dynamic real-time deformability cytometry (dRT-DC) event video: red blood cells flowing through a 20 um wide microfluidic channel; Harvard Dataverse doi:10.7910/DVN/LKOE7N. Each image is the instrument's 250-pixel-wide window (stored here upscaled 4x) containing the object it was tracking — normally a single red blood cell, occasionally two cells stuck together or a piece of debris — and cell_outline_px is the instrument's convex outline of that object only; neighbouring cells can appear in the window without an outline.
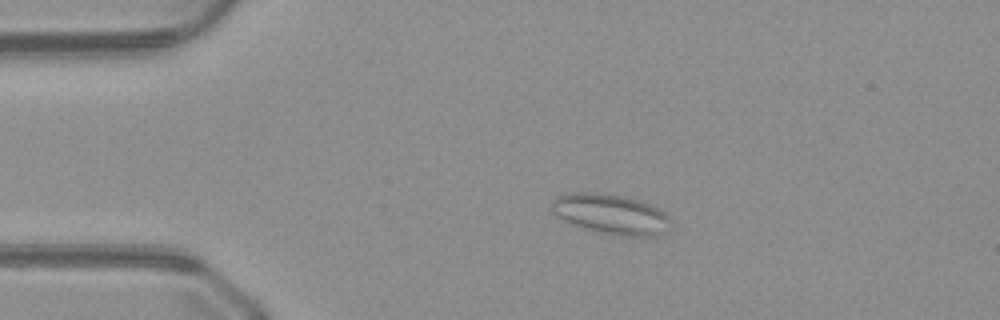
{"species": "common noctule bat (a hibernating species)", "species_latin": "Nyctalus noctula", "temperature_condition": "warm", "stored_images_in_passage": 50, "camera_frame_rate_fps": 3000, "um_per_image_px": 0.085, "animal": {"sex": "male", "body_mass_g": 23.1, "forearm_length_mm": 52.7}, "frame": {"image": 1, "passage_image": 10, "time_ms": 3.0, "image_size_px": [1000, 320], "cell_outline_px": [[672, 220], [656, 236], [612, 236], [576, 224], [552, 212], [552, 200], [556, 196], [568, 192], [596, 192], [620, 196], [640, 200], [664, 212]], "centroid_in_image_um": [51.91, 18.18], "position_along_channel_um": 33.1, "area_um2": 27.17}}
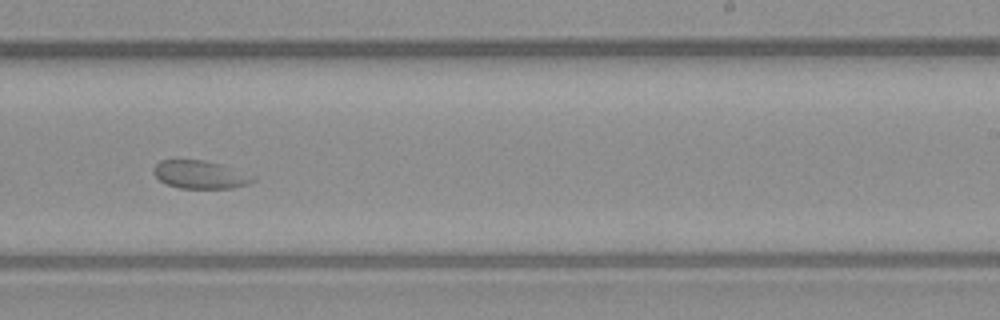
{"frame": {"image": 2, "passage_image": 31, "time_ms": 10.0, "image_size_px": [1000, 320], "cell_outline_px": [[256, 180], [248, 184], [232, 188], [180, 188], [168, 184], [160, 180], [152, 172], [152, 168], [160, 160], [204, 160], [220, 164], [256, 176]], "centroid_in_image_um": [17.02, 14.84], "position_along_channel_um": 272.0, "area_um2": 16.18}}
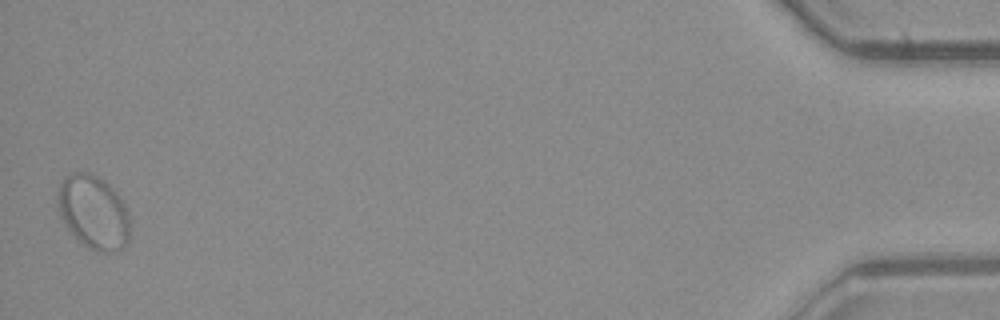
{"frame": {"image": 3, "passage_image": 50, "time_ms": 16.333, "image_size_px": [1000, 320], "cell_outline_px": [[128, 240], [116, 252], [96, 252], [88, 248], [68, 228], [60, 212], [60, 184], [64, 176], [72, 172], [92, 172], [104, 180], [120, 196], [128, 212]], "centroid_in_image_um": [7.98, 18.01], "position_along_channel_um": 427.2, "area_um2": 30.4}}